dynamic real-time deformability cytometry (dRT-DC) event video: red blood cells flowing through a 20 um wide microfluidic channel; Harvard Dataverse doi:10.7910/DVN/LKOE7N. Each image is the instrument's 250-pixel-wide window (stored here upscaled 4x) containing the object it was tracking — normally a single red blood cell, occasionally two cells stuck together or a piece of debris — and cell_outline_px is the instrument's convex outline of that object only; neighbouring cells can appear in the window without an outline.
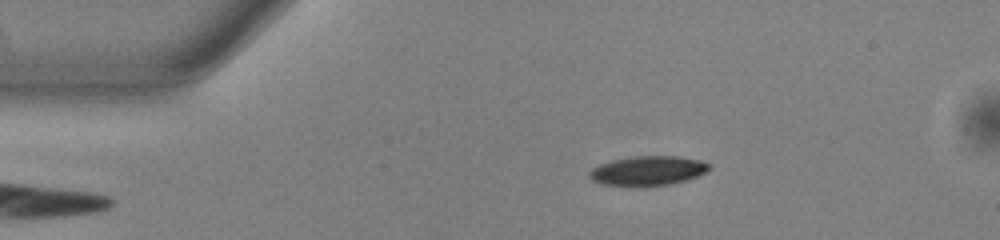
{"species": "common noctule bat (a hibernating species)", "species_latin": "Nyctalus noctula", "temperature_condition": "warm", "stored_images_in_passage": 43, "camera_frame_rate_fps": 3000, "um_per_image_px": 0.085, "animal": {"sex": "male", "body_mass_g": 13.0, "forearm_length_mm": 53.1}, "frame": {"image": 1, "passage_image": 1, "time_ms": 0.0, "image_size_px": [1000, 240], "cell_outline_px": [[712, 168], [688, 180], [672, 184], [644, 188], [600, 184], [592, 180], [588, 176], [588, 172], [592, 168], [600, 164], [612, 160], [636, 156], [680, 156], [700, 160], [708, 164]], "centroid_in_image_um": [55.04, 14.54], "position_along_channel_um": 30.0, "area_um2": 21.1}}
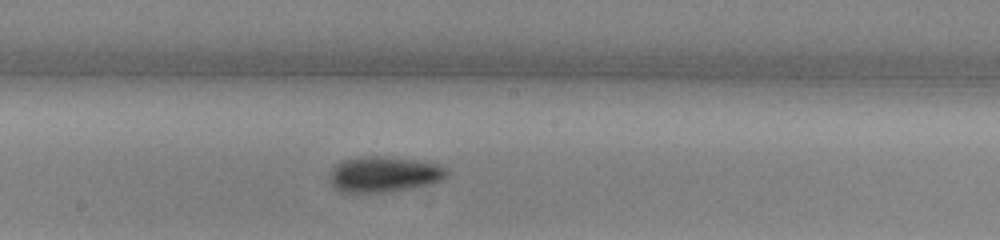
{"frame": {"image": 2, "passage_image": 19, "time_ms": 6.0, "image_size_px": [1000, 240], "cell_outline_px": [[448, 172], [440, 180], [432, 184], [384, 192], [344, 192], [336, 188], [328, 180], [328, 172], [336, 164], [344, 160], [356, 156], [384, 156], [416, 160], [436, 164], [448, 168]], "centroid_in_image_um": [32.58, 14.8], "position_along_channel_um": 215.6, "area_um2": 24.33}}
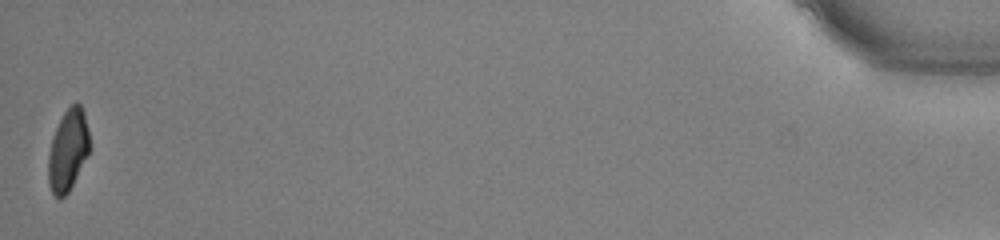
{"frame": {"image": 3, "passage_image": 43, "time_ms": 14.0, "image_size_px": [1000, 240], "cell_outline_px": [[88, 156], [68, 192], [60, 200], [52, 192], [48, 184], [48, 152], [56, 128], [64, 112], [72, 104], [80, 104], [84, 112], [88, 132]], "centroid_in_image_um": [5.76, 12.8], "position_along_channel_um": 429.4, "area_um2": 19.31}, "authors_computed_cell_mechanics": {"area_um2": 21.9062, "velocity_mm_per_s": 3.9487, "shape_relaxation_time_tau1_ms": 3.417, "shape_relaxation_time_tau2_ms": 5.8148, "deformation_change_tau1": 0.145, "deformation_change_tau2": 0.1143}}